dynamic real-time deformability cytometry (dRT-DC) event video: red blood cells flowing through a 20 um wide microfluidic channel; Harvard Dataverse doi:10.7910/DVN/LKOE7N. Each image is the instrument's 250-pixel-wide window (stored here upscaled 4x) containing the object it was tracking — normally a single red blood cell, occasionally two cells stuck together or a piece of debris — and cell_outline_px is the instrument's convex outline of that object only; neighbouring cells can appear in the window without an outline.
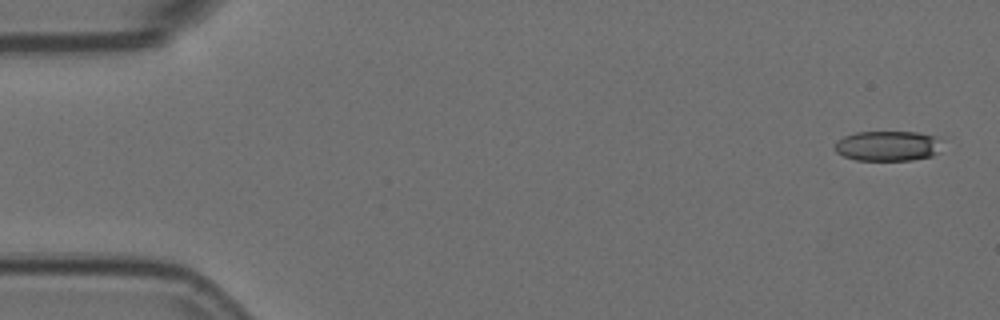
{"species": "Egyptian fruit bat (a non-hibernating species)", "species_latin": "Rousettus aegyptiacus", "temperature_condition": "room temperature", "stored_images_in_passage": 6, "camera_frame_rate_fps": 3000, "um_per_image_px": 0.085, "animal": {"sex": "female"}, "frame": {"image": 1, "passage_image": 1, "time_ms": 0.0, "image_size_px": [1000, 320], "cell_outline_px": [[944, 140], [936, 152], [932, 156], [912, 160], [856, 160], [844, 156], [836, 152], [832, 148], [836, 140], [844, 136], [856, 132], [916, 132], [936, 136]], "centroid_in_image_um": [75.44, 12.4], "position_along_channel_um": 9.6, "area_um2": 19.07}}
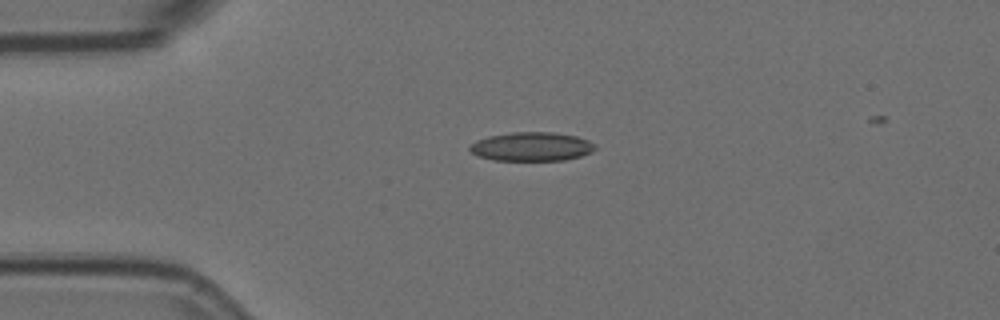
{"frame": {"image": 2, "passage_image": 4, "time_ms": 1.0, "image_size_px": [1000, 320], "cell_outline_px": [[596, 148], [592, 152], [580, 156], [564, 160], [496, 160], [480, 156], [472, 152], [468, 148], [476, 140], [488, 136], [512, 132], [552, 132], [576, 136], [588, 140], [596, 144]], "centroid_in_image_um": [45.22, 12.45], "position_along_channel_um": 39.8, "area_um2": 20.98}}